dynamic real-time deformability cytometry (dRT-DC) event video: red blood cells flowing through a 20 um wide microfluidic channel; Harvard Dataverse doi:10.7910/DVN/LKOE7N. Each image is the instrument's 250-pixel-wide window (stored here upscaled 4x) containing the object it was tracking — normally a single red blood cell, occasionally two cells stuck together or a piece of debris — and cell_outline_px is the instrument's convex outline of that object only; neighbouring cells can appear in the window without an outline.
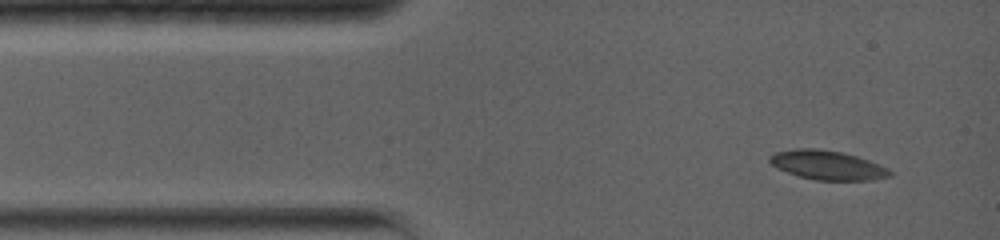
{"species": "common noctule bat (a hibernating species)", "species_latin": "Nyctalus noctula", "temperature_condition": "warm", "stored_images_in_passage": 4, "camera_frame_rate_fps": 5000, "um_per_image_px": 0.085, "animal": {"sex": "female", "body_mass_g": 19.0, "forearm_length_mm": 56.7}, "frame": {"image": 1, "passage_image": 1, "time_ms": 0.0, "image_size_px": [1000, 240], "cell_outline_px": [[892, 176], [872, 180], [816, 180], [800, 176], [776, 168], [768, 160], [768, 156], [776, 152], [796, 148], [816, 148], [840, 152], [856, 156], [868, 160], [888, 168], [892, 172]], "centroid_in_image_um": [70.32, 14.03], "position_along_channel_um": 14.7, "area_um2": 20.35}}
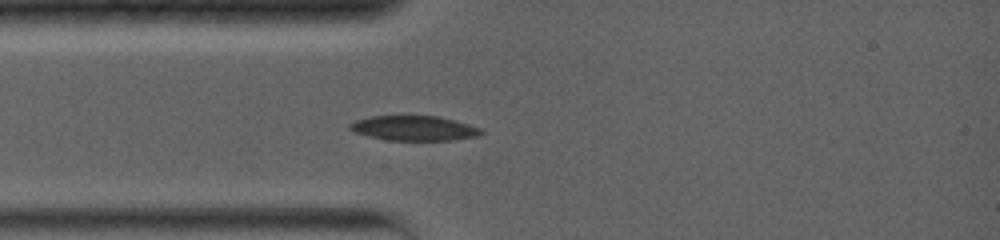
{"frame": {"image": 2, "passage_image": 4, "time_ms": 2.2, "image_size_px": [1000, 240], "cell_outline_px": [[484, 132], [480, 136], [452, 140], [388, 140], [368, 136], [356, 132], [348, 128], [348, 124], [356, 120], [372, 116], [436, 116], [468, 124], [480, 128]], "centroid_in_image_um": [35.19, 10.9], "position_along_channel_um": 49.8, "area_um2": 18.84}}